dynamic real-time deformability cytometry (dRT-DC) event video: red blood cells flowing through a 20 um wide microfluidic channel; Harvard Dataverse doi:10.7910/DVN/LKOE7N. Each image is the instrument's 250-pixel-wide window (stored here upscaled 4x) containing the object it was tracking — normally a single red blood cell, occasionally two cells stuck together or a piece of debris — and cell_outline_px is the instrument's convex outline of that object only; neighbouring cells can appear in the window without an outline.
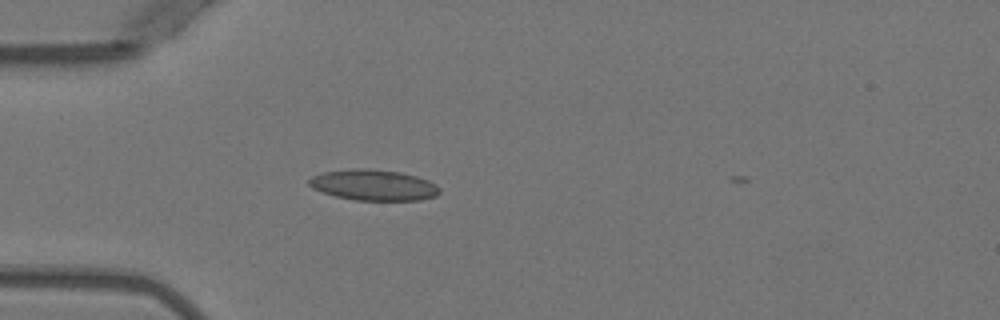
{"species": "Egyptian fruit bat (a non-hibernating species)", "species_latin": "Rousettus aegyptiacus", "temperature_condition": "warm", "stored_images_in_passage": 34, "camera_frame_rate_fps": 3000, "um_per_image_px": 0.085, "animal": {"sex": "female"}, "frame": {"image": 1, "passage_image": 1, "time_ms": 0.0, "image_size_px": [1000, 320], "cell_outline_px": [[440, 192], [436, 196], [420, 200], [356, 200], [336, 196], [312, 188], [308, 184], [308, 180], [312, 176], [324, 172], [352, 168], [364, 168], [400, 172], [416, 176], [428, 180], [436, 184], [440, 188]], "centroid_in_image_um": [31.77, 15.72], "position_along_channel_um": 53.2, "area_um2": 23.41}}
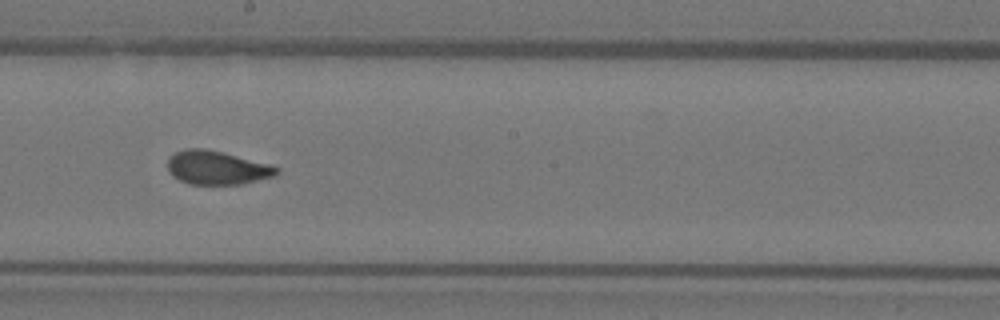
{"frame": {"image": 2, "passage_image": 15, "time_ms": 4.667, "image_size_px": [1000, 320], "cell_outline_px": [[280, 172], [276, 176], [240, 184], [192, 184], [180, 180], [172, 176], [168, 168], [168, 156], [184, 148], [204, 148], [224, 152], [268, 164], [280, 168]], "centroid_in_image_um": [18.44, 14.24], "position_along_channel_um": 229.8, "area_um2": 21.44}}
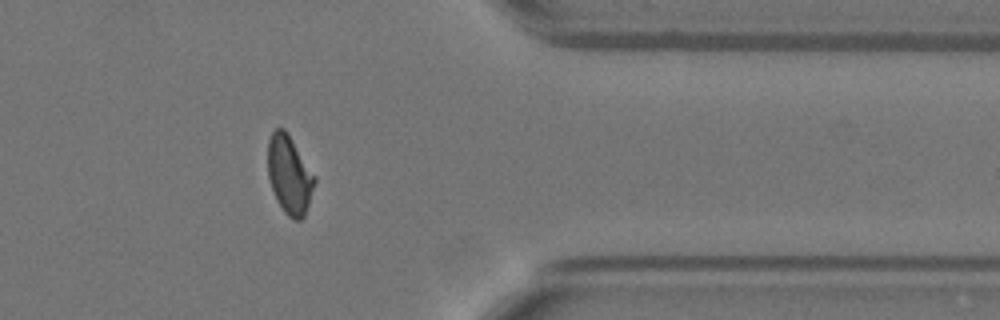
{"frame": {"image": 3, "passage_image": 28, "time_ms": 9.0, "image_size_px": [1000, 320], "cell_outline_px": [[316, 180], [304, 216], [300, 220], [296, 220], [288, 216], [284, 212], [276, 200], [268, 176], [268, 140], [272, 132], [276, 128], [284, 128], [288, 132], [316, 176]], "centroid_in_image_um": [24.6, 14.83], "position_along_channel_um": 386.8, "area_um2": 21.39}, "authors_computed_cell_mechanics": {"area_um2": 21.4727, "velocity_mm_per_s": 3.9742, "shape_relaxation_time_tau1_ms": null, "shape_relaxation_time_tau2_ms": 0.9138, "deformation_change_tau1": null, "deformation_change_tau2": 0.0593}}